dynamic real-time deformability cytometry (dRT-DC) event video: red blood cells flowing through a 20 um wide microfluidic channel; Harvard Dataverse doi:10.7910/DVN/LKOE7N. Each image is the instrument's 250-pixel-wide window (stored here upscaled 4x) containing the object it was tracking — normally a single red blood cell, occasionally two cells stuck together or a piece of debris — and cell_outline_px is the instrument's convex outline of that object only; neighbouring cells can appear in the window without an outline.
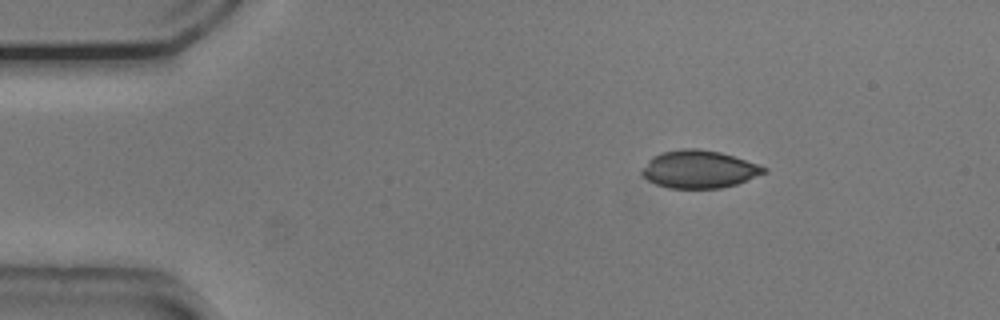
{"species": "common noctule bat (a hibernating species)", "species_latin": "Nyctalus noctula", "temperature_condition": "cold", "stored_images_in_passage": 23, "camera_frame_rate_fps": 3000, "um_per_image_px": 0.085, "animal": {"sex": "male", "body_mass_g": 20.5, "forearm_length_mm": 52.5}, "frame": {"image": 1, "passage_image": 6, "time_ms": 1.667, "image_size_px": [1000, 320], "cell_outline_px": [[768, 172], [736, 184], [720, 188], [668, 188], [656, 184], [648, 180], [640, 172], [648, 160], [652, 156], [660, 152], [680, 148], [700, 148], [720, 152], [760, 164], [768, 168]], "centroid_in_image_um": [59.43, 14.37], "position_along_channel_um": 25.6, "area_um2": 27.05}}
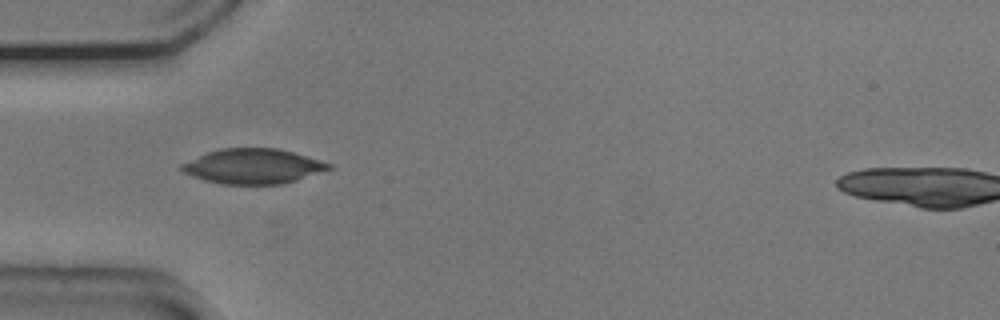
{"frame": {"image": 2, "passage_image": 14, "time_ms": 4.333, "image_size_px": [1000, 320], "cell_outline_px": [[332, 168], [284, 184], [224, 184], [204, 180], [184, 172], [180, 168], [180, 164], [208, 152], [220, 148], [280, 148], [320, 160], [332, 164]], "centroid_in_image_um": [21.52, 14.13], "position_along_channel_um": 63.5, "area_um2": 29.77}}